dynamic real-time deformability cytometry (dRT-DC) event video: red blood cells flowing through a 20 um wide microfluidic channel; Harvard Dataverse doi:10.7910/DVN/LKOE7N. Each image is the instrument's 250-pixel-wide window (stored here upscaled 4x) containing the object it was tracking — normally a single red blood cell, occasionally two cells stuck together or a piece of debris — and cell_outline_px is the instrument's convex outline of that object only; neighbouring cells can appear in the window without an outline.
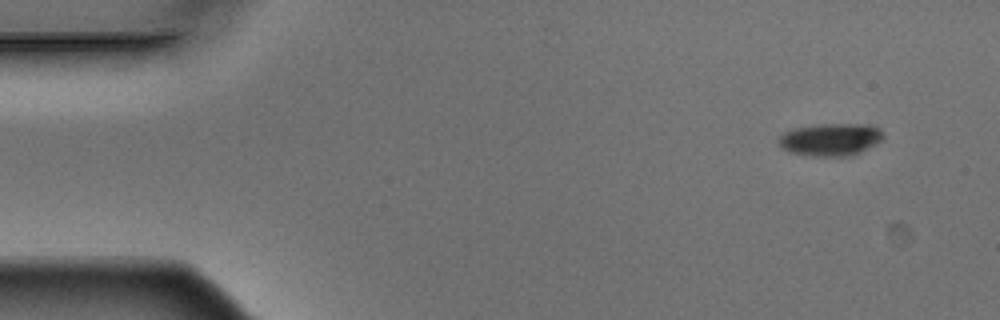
{"species": "Egyptian fruit bat (a non-hibernating species)", "species_latin": "Rousettus aegyptiacus", "temperature_condition": "warm", "stored_images_in_passage": 5, "camera_frame_rate_fps": 3000, "um_per_image_px": 0.085, "animal": {"sex": "male"}, "frame": {"image": 1, "passage_image": 1, "time_ms": 0.0, "image_size_px": [1000, 320], "cell_outline_px": [[884, 140], [852, 156], [808, 156], [792, 152], [784, 148], [780, 144], [780, 136], [784, 132], [796, 128], [820, 124], [872, 124], [880, 128], [884, 136]], "centroid_in_image_um": [70.68, 11.85], "position_along_channel_um": 14.3, "area_um2": 19.83}}